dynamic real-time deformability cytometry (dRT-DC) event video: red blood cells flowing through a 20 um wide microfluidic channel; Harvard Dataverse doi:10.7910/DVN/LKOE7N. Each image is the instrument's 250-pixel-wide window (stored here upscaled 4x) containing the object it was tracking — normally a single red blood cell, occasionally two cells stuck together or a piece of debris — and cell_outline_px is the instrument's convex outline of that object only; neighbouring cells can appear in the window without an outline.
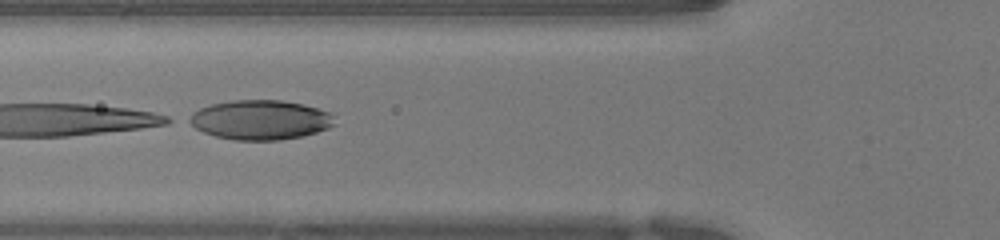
{"species": "human", "species_latin": "Homo sapiens", "temperature_condition": "warm", "stored_images_in_passage": 20, "segment_of_instrument_passage": [2, 2], "camera_frame_rate_fps": 3000, "um_per_image_px": 0.085, "donor": {"sex": "female"}, "frame": {"image": 1, "passage_image": 17, "time_ms": 5.333, "image_size_px": [1000, 240], "cell_outline_px": [[336, 124], [328, 128], [316, 132], [300, 136], [280, 140], [236, 140], [216, 136], [204, 132], [196, 128], [184, 120], [192, 112], [200, 108], [212, 104], [232, 100], [280, 100], [304, 104], [332, 112]], "centroid_in_image_um": [22.12, 10.18], "position_along_channel_um": 103.7, "area_um2": 33.7}}